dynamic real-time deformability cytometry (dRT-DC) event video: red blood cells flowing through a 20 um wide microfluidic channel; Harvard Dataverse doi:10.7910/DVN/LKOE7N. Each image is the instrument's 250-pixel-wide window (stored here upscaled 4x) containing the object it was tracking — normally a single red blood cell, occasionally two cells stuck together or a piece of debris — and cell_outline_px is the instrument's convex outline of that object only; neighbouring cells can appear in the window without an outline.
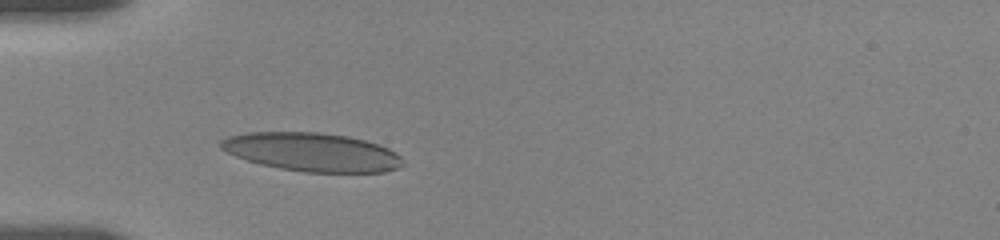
{"species": "human", "species_latin": "Homo sapiens", "temperature_condition": "room temperature", "stored_images_in_passage": 4, "camera_frame_rate_fps": 3000, "um_per_image_px": 0.085, "donor": {"sex": "female"}, "frame": {"image": 1, "passage_image": 1, "time_ms": 0.0, "image_size_px": [1000, 240], "cell_outline_px": [[404, 164], [400, 168], [384, 172], [304, 172], [280, 168], [260, 164], [236, 156], [220, 148], [220, 140], [228, 136], [248, 132], [316, 132], [348, 136], [364, 140], [388, 148], [396, 152], [400, 156]], "centroid_in_image_um": [26.53, 12.92], "position_along_channel_um": 58.5, "area_um2": 40.81}}
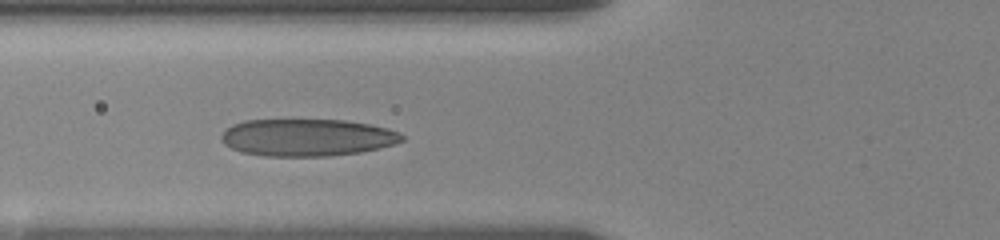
{"frame": {"image": 2, "passage_image": 3, "time_ms": 1.333, "image_size_px": [1000, 240], "cell_outline_px": [[404, 140], [392, 144], [360, 152], [328, 156], [264, 156], [240, 152], [224, 144], [220, 140], [220, 136], [224, 128], [232, 124], [244, 120], [344, 120], [368, 124], [388, 128], [404, 136]], "centroid_in_image_um": [26.02, 11.68], "position_along_channel_um": 99.8, "area_um2": 39.19}}
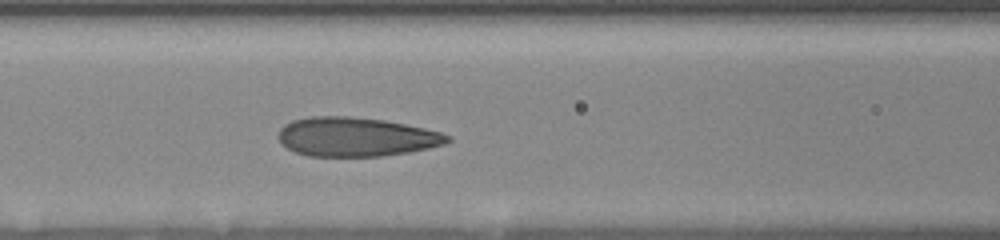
{"frame": {"image": 3, "passage_image": 4, "time_ms": 2.333, "image_size_px": [1000, 240], "cell_outline_px": [[452, 140], [444, 144], [428, 148], [408, 152], [380, 156], [308, 156], [296, 152], [280, 144], [276, 136], [280, 128], [284, 124], [292, 120], [312, 116], [352, 116], [384, 120], [424, 128], [440, 132], [452, 136]], "centroid_in_image_um": [30.22, 11.63], "position_along_channel_um": 136.4, "area_um2": 38.73}}